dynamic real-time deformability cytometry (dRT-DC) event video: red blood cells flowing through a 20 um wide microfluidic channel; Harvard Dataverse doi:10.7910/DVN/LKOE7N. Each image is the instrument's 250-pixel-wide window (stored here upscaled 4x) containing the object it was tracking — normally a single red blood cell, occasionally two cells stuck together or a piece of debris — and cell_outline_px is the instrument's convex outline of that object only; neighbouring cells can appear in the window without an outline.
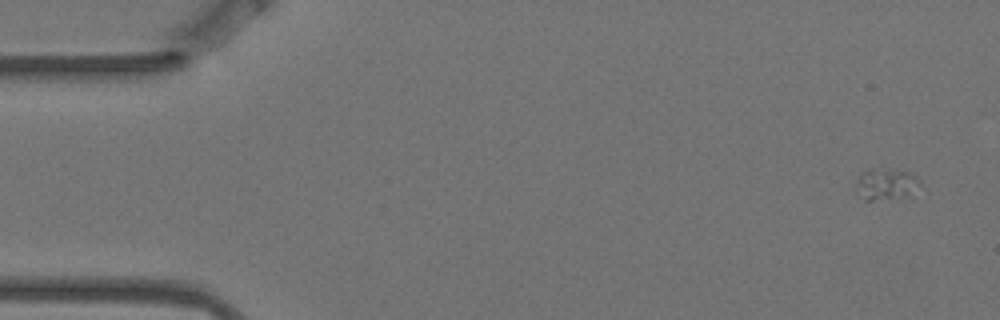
{"species": "Egyptian fruit bat (a non-hibernating species)", "species_latin": "Rousettus aegyptiacus", "temperature_condition": "warm", "stored_images_in_passage": 9, "camera_frame_rate_fps": 3000, "um_per_image_px": 0.085, "animal": {"sex": "female"}, "frame": {"image": 1, "passage_image": 1, "time_ms": 0.0, "image_size_px": [1000, 320], "cell_outline_px": [[920, 184], [908, 196], [872, 200], [864, 200], [856, 176], [860, 172], [888, 168], [908, 172]], "centroid_in_image_um": [75.31, 15.63], "position_along_channel_um": 9.7, "area_um2": 10.98}}